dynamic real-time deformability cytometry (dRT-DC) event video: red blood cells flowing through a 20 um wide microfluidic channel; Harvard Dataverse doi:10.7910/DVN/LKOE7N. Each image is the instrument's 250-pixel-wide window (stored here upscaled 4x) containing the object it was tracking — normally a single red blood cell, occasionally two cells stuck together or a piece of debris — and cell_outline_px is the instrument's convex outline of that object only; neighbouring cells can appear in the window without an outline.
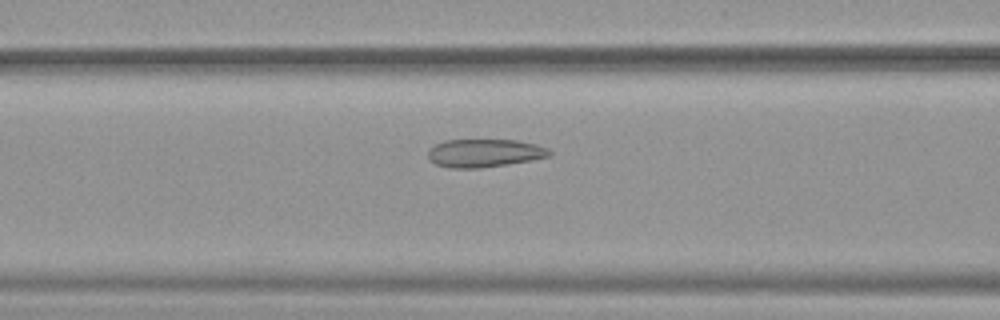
{"species": "common noctule bat (a hibernating species)", "species_latin": "Nyctalus noctula", "temperature_condition": "warm", "stored_images_in_passage": 43, "camera_frame_rate_fps": 3000, "um_per_image_px": 0.085, "animal": {"sex": "female", "body_mass_g": 19.9}, "frame": {"image": 1, "passage_image": 12, "time_ms": 3.667, "image_size_px": [1000, 320], "cell_outline_px": [[552, 156], [532, 160], [508, 164], [480, 168], [448, 168], [436, 164], [428, 160], [428, 148], [444, 140], [516, 140], [536, 144], [548, 148], [552, 152]], "centroid_in_image_um": [41.17, 13.01], "position_along_channel_um": 125.4, "area_um2": 20.11}}
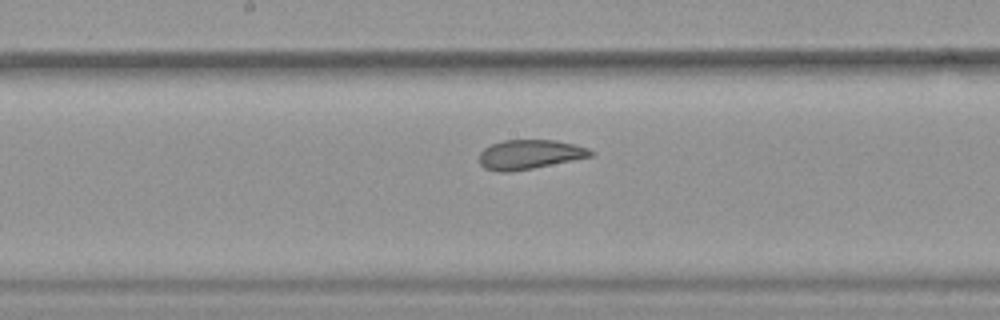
{"frame": {"image": 2, "passage_image": 18, "time_ms": 5.667, "image_size_px": [1000, 320], "cell_outline_px": [[596, 152], [592, 156], [512, 172], [496, 172], [484, 168], [480, 164], [480, 152], [484, 148], [492, 144], [504, 140], [556, 140], [588, 148]], "centroid_in_image_um": [45.0, 13.13], "position_along_channel_um": 203.2, "area_um2": 19.02}}
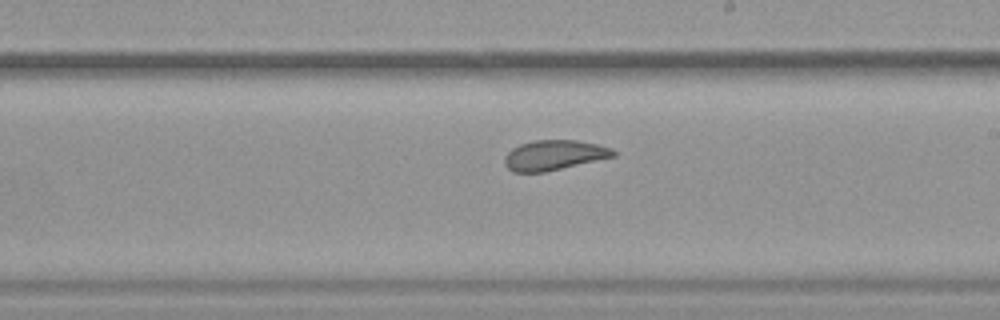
{"frame": {"image": 3, "passage_image": 21, "time_ms": 6.667, "image_size_px": [1000, 320], "cell_outline_px": [[616, 156], [544, 172], [512, 172], [504, 164], [504, 156], [512, 148], [520, 144], [532, 140], [576, 140], [596, 144], [612, 148], [616, 152]], "centroid_in_image_um": [47.07, 13.18], "position_along_channel_um": 241.9, "area_um2": 19.02}, "authors_computed_cell_mechanics": {"area_um2": 21.5016, "velocity_mm_per_s": 3.8983, "shape_relaxation_time_tau1_ms": null, "shape_relaxation_time_tau2_ms": 0.9794, "deformation_change_tau1": null, "deformation_change_tau2": 0.0713}}